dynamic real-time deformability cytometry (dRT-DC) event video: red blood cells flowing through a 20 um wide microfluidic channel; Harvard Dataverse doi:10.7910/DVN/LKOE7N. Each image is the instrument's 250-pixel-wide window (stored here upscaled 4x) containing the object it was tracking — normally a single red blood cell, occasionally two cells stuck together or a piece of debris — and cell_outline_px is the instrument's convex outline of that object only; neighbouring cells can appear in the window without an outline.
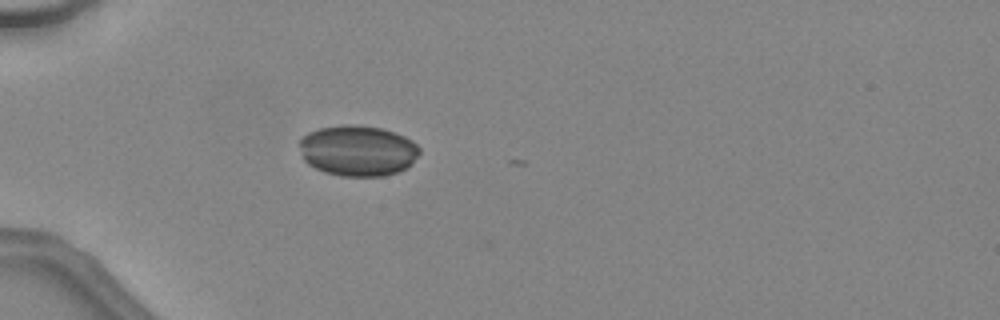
{"species": "common noctule bat (a hibernating species)", "species_latin": "Nyctalus noctula", "temperature_condition": "warm", "stored_images_in_passage": 4, "camera_frame_rate_fps": 3000, "um_per_image_px": 0.085, "animal": {"sex": "female", "body_mass_g": 24.6, "forearm_length_mm": 56.2}, "frame": {"image": 1, "passage_image": 1, "time_ms": 0.0, "image_size_px": [1000, 320], "cell_outline_px": [[420, 152], [412, 164], [396, 172], [384, 176], [340, 176], [324, 172], [308, 164], [304, 160], [300, 144], [300, 140], [308, 132], [320, 128], [344, 124], [352, 124], [380, 128], [396, 132], [412, 140], [420, 148]], "centroid_in_image_um": [30.43, 12.8], "position_along_channel_um": 54.6, "area_um2": 35.49}}